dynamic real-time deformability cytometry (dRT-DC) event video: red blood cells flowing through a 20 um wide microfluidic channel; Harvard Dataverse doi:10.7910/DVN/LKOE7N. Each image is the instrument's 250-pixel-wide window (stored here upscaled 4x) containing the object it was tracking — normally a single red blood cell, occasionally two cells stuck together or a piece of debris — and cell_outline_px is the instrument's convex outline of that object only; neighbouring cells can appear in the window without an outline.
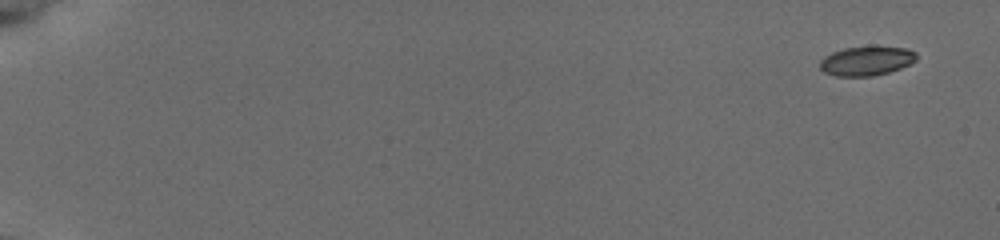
{"species": "common noctule bat (a hibernating species)", "species_latin": "Nyctalus noctula", "temperature_condition": "cold", "stored_images_in_passage": 10, "camera_frame_rate_fps": 3000, "um_per_image_px": 0.085, "animal": {"sex": "female", "body_mass_g": 19.5, "forearm_length_mm": 54.1}, "frame": {"image": 1, "passage_image": 1, "time_ms": 0.0, "image_size_px": [1000, 240], "cell_outline_px": [[916, 60], [900, 68], [888, 72], [872, 76], [836, 76], [824, 72], [820, 68], [820, 60], [824, 56], [832, 52], [844, 48], [904, 48], [916, 52]], "centroid_in_image_um": [73.6, 5.2], "position_along_channel_um": 11.4, "area_um2": 15.95}}